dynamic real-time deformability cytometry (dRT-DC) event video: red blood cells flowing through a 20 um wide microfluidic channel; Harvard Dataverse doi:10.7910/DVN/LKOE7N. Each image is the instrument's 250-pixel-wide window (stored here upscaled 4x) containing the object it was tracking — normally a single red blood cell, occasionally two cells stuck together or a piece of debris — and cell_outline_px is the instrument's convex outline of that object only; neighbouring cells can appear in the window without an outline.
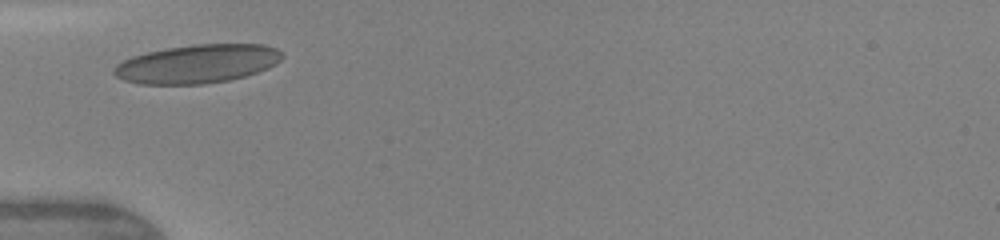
{"species": "human", "species_latin": "Homo sapiens", "temperature_condition": "warm", "stored_images_in_passage": 2, "camera_frame_rate_fps": 3000, "um_per_image_px": 0.085, "donor": {"sex": "female"}, "frame": {"image": 1, "passage_image": 1, "time_ms": 0.0, "image_size_px": [1000, 240], "cell_outline_px": [[284, 56], [276, 64], [268, 68], [244, 76], [228, 80], [204, 84], [140, 84], [124, 80], [116, 76], [112, 72], [112, 68], [116, 64], [132, 56], [148, 52], [168, 48], [192, 44], [264, 44], [276, 48]], "centroid_in_image_um": [16.76, 5.42], "position_along_channel_um": 68.2, "area_um2": 37.8}}